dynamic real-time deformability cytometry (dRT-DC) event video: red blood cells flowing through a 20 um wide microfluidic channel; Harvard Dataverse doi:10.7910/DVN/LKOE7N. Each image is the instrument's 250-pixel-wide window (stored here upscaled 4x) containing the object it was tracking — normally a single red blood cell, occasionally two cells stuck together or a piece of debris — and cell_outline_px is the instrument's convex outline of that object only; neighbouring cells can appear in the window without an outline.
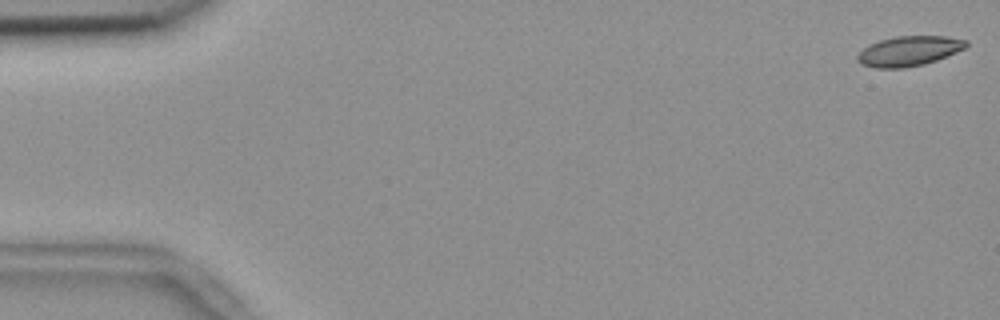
{"species": "common noctule bat (a hibernating species)", "species_latin": "Nyctalus noctula", "temperature_condition": "room temperature", "stored_images_in_passage": 55, "camera_frame_rate_fps": 3000, "um_per_image_px": 0.085, "animal": {"sex": "female", "body_mass_g": 18.4}, "frame": {"image": 1, "passage_image": 1, "time_ms": 0.0, "image_size_px": [1000, 320], "cell_outline_px": [[968, 44], [964, 48], [948, 56], [924, 64], [904, 68], [876, 68], [860, 64], [856, 60], [856, 56], [868, 44], [880, 40], [896, 36], [944, 36], [968, 40]], "centroid_in_image_um": [77.24, 4.34], "position_along_channel_um": 7.8, "area_um2": 19.02}}
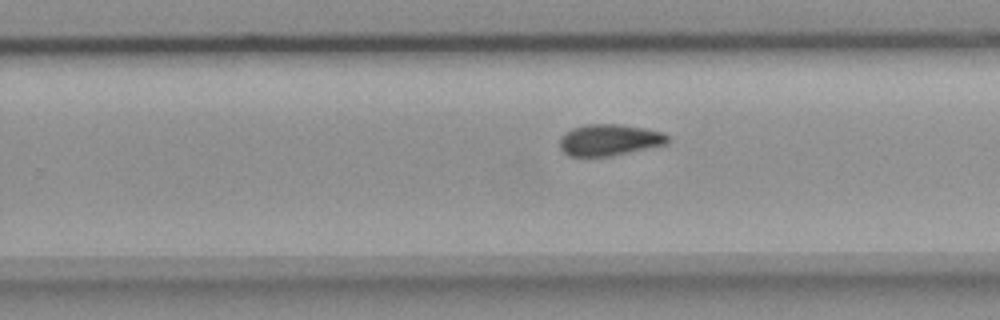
{"frame": {"image": 2, "passage_image": 35, "time_ms": 11.333, "image_size_px": [1000, 320], "cell_outline_px": [[668, 144], [612, 156], [568, 156], [560, 148], [560, 136], [564, 132], [572, 128], [588, 124], [620, 124], [644, 128], [664, 132], [668, 136]], "centroid_in_image_um": [51.8, 11.89], "position_along_channel_um": 278.0, "area_um2": 19.94}}
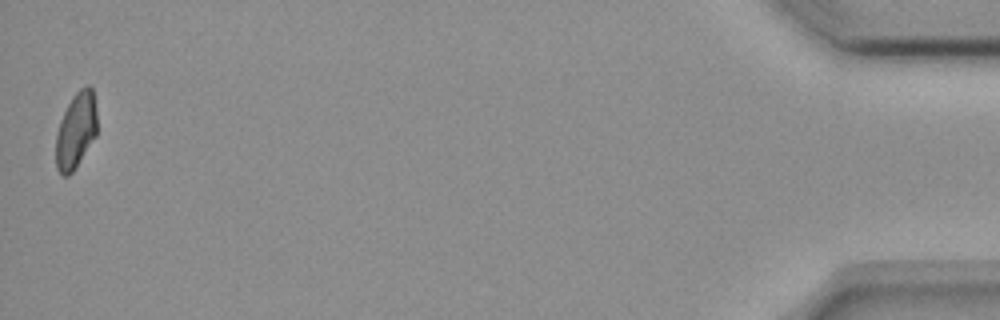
{"frame": {"image": 3, "passage_image": 55, "time_ms": 18.0, "image_size_px": [1000, 320], "cell_outline_px": [[96, 136], [72, 172], [68, 176], [64, 176], [56, 168], [56, 132], [60, 120], [72, 96], [80, 88], [88, 84], [92, 88], [96, 108]], "centroid_in_image_um": [6.45, 11.07], "position_along_channel_um": 428.8, "area_um2": 18.15}, "authors_computed_cell_mechanics": {"area_um2": 19.1896, "velocity_mm_per_s": 3.6553, "shape_relaxation_time_tau1_ms": null, "shape_relaxation_time_tau2_ms": 3.9163, "deformation_change_tau1": null, "deformation_change_tau2": 0.0915}}